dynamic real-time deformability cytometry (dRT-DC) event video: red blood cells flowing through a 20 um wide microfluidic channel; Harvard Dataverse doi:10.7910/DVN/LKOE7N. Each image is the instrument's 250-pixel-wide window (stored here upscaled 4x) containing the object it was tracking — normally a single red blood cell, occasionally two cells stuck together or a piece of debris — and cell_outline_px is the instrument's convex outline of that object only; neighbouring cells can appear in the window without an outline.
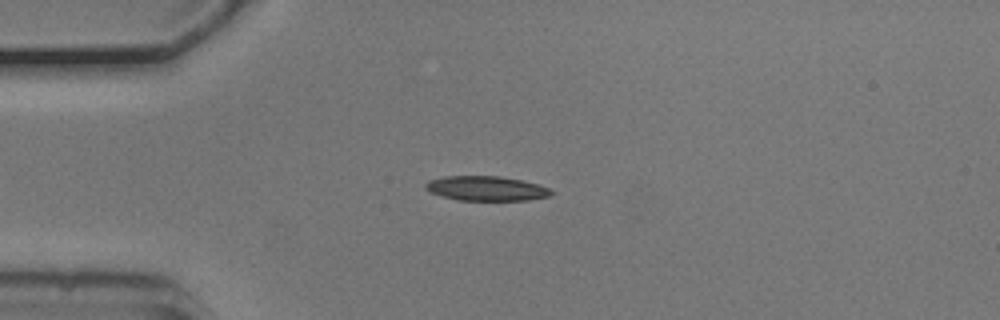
{"species": "common noctule bat (a hibernating species)", "species_latin": "Nyctalus noctula", "temperature_condition": "cold", "stored_images_in_passage": 38, "camera_frame_rate_fps": 3000, "um_per_image_px": 0.085, "animal": {"sex": "male", "body_mass_g": 20.5, "forearm_length_mm": 52.5}, "frame": {"image": 1, "passage_image": 2, "time_ms": 0.333, "image_size_px": [1000, 320], "cell_outline_px": [[552, 196], [528, 200], [460, 200], [444, 196], [432, 192], [424, 188], [424, 184], [428, 180], [444, 176], [500, 176], [520, 180], [536, 184], [548, 188], [552, 192]], "centroid_in_image_um": [41.32, 16.01], "position_along_channel_um": 43.7, "area_um2": 17.86}}
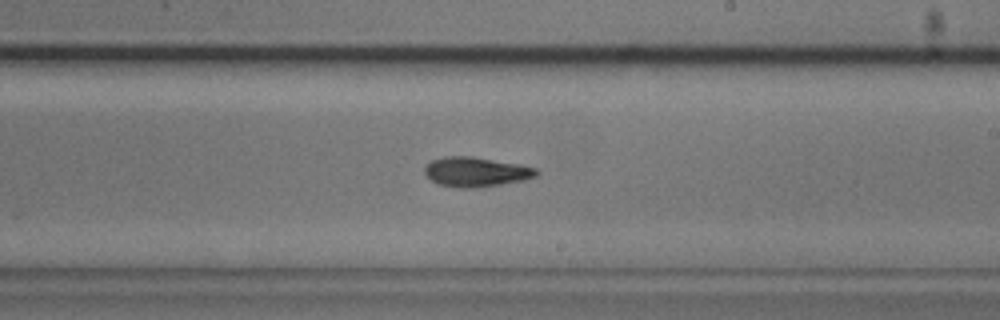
{"frame": {"image": 2, "passage_image": 20, "time_ms": 6.333, "image_size_px": [1000, 320], "cell_outline_px": [[540, 172], [536, 176], [524, 180], [476, 188], [460, 188], [440, 184], [432, 180], [424, 172], [424, 168], [432, 160], [444, 156], [472, 156], [520, 164], [536, 168]], "centroid_in_image_um": [40.48, 14.6], "position_along_channel_um": 248.5, "area_um2": 19.25}}
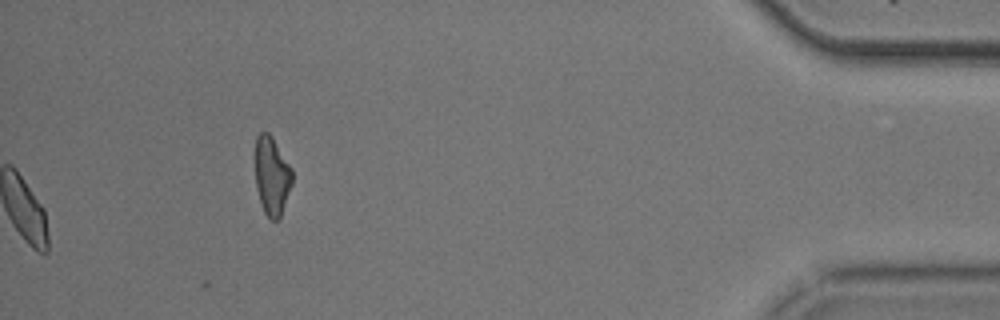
{"frame": {"image": 3, "passage_image": 38, "time_ms": 12.333, "image_size_px": [1000, 320], "cell_outline_px": [[292, 184], [280, 220], [272, 220], [264, 212], [256, 188], [256, 136], [260, 132], [268, 132], [272, 136], [292, 168]], "centroid_in_image_um": [23.13, 14.96], "position_along_channel_um": 412.1, "area_um2": 16.94}, "authors_computed_cell_mechanics": {"area_um2": 18.6116, "velocity_mm_per_s": 3.7331, "shape_relaxation_time_tau1_ms": 3.0353, "shape_relaxation_time_tau2_ms": 8.808, "deformation_change_tau1": 0.1233, "deformation_change_tau2": 0.1861}}